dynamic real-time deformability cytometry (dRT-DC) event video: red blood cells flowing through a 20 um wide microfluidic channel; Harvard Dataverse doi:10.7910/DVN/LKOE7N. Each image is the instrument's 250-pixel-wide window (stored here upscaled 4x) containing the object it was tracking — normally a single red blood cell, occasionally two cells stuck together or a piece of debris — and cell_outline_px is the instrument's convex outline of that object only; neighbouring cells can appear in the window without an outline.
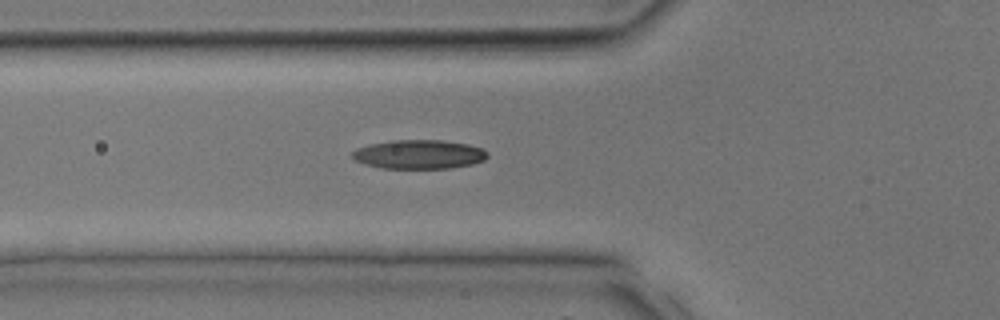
{"species": "common noctule bat (a hibernating species)", "species_latin": "Nyctalus noctula", "temperature_condition": "room temperature", "stored_images_in_passage": 30, "camera_frame_rate_fps": 3000, "um_per_image_px": 0.085, "animal": {"sex": "male", "body_mass_g": 17.9, "forearm_length_mm": 54.2}, "frame": {"image": 1, "passage_image": 12, "time_ms": 3.667, "image_size_px": [1000, 320], "cell_outline_px": [[488, 156], [484, 160], [472, 164], [448, 168], [380, 168], [364, 164], [352, 160], [352, 152], [356, 148], [372, 144], [392, 140], [440, 140], [468, 144], [484, 148], [488, 152]], "centroid_in_image_um": [35.61, 13.12], "position_along_channel_um": 90.2, "area_um2": 22.95}}
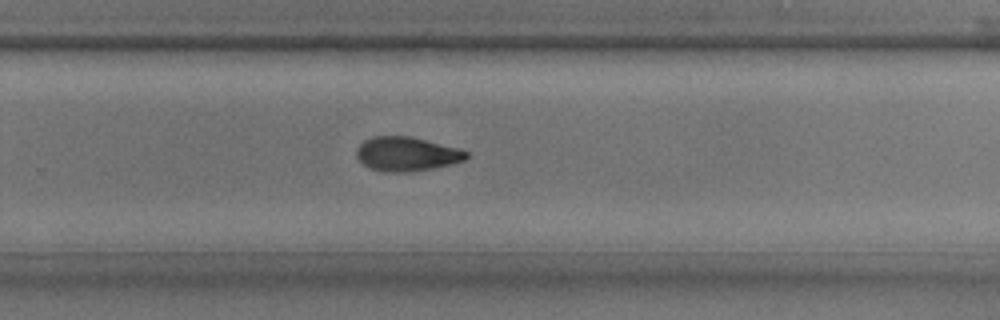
{"frame": {"image": 2, "passage_image": 22, "time_ms": 7.0, "image_size_px": [1000, 320], "cell_outline_px": [[468, 156], [464, 160], [452, 164], [408, 172], [388, 172], [368, 168], [356, 156], [356, 148], [364, 140], [372, 136], [408, 136], [456, 148], [468, 152]], "centroid_in_image_um": [34.51, 13.09], "position_along_channel_um": 295.3, "area_um2": 21.56}}